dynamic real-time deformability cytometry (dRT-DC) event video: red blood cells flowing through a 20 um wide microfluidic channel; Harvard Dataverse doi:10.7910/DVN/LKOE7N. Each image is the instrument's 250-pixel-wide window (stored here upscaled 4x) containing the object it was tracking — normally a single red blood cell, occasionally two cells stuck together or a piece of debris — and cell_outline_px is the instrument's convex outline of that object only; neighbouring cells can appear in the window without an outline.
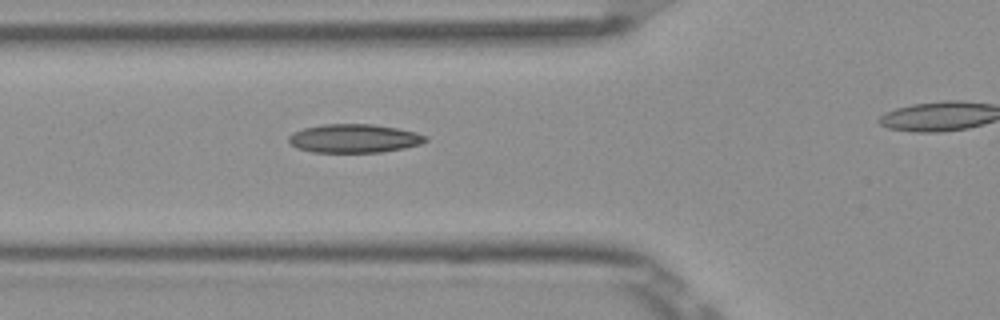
{"species": "Egyptian fruit bat (a non-hibernating species)", "species_latin": "Rousettus aegyptiacus", "temperature_condition": "room temperature", "stored_images_in_passage": 7, "segment_of_instrument_passage": [1, 2], "camera_frame_rate_fps": 3000, "um_per_image_px": 0.085, "frame": {"image": 1, "passage_image": 6, "time_ms": 1.667, "image_size_px": [1000, 320], "cell_outline_px": [[428, 140], [420, 144], [404, 148], [380, 152], [312, 152], [296, 148], [288, 140], [288, 136], [292, 132], [304, 128], [324, 124], [372, 124], [396, 128], [416, 132], [428, 136]], "centroid_in_image_um": [30.1, 11.76], "position_along_channel_um": 95.7, "area_um2": 22.83}}